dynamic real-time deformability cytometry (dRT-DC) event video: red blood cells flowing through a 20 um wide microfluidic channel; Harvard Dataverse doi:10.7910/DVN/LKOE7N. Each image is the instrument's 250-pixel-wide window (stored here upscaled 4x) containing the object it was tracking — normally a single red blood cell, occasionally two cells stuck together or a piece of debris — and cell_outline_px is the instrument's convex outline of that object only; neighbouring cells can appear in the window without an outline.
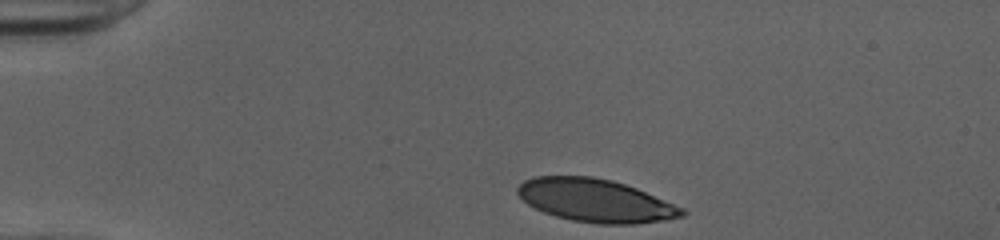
{"species": "human", "species_latin": "Homo sapiens", "temperature_condition": "cold", "stored_images_in_passage": 33, "camera_frame_rate_fps": 3000, "um_per_image_px": 0.085, "donor": {"sex": "female"}, "frame": {"image": 1, "passage_image": 1, "time_ms": 0.0, "image_size_px": [1000, 240], "cell_outline_px": [[688, 212], [684, 216], [664, 220], [636, 224], [600, 224], [572, 220], [556, 216], [544, 212], [528, 204], [516, 192], [516, 188], [524, 180], [536, 176], [592, 176], [612, 180], [636, 188], [684, 208]], "centroid_in_image_um": [50.63, 17.04], "position_along_channel_um": 34.4, "area_um2": 41.1}}
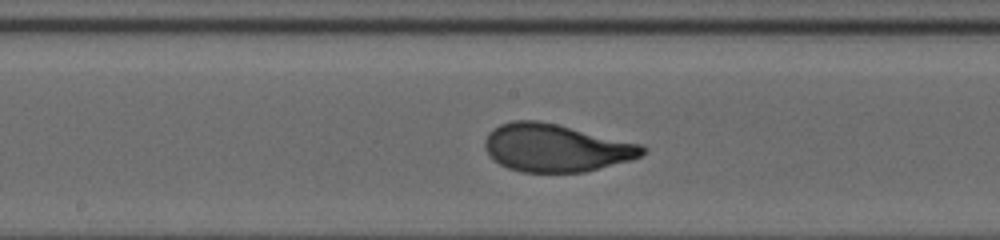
{"frame": {"image": 2, "passage_image": 18, "time_ms": 5.667, "image_size_px": [1000, 240], "cell_outline_px": [[648, 148], [640, 156], [632, 160], [584, 172], [520, 172], [508, 168], [500, 164], [488, 152], [484, 144], [484, 140], [488, 132], [492, 128], [500, 124], [512, 120], [536, 120], [556, 124], [640, 144]], "centroid_in_image_um": [47.23, 12.57], "position_along_channel_um": 201.0, "area_um2": 43.58}}
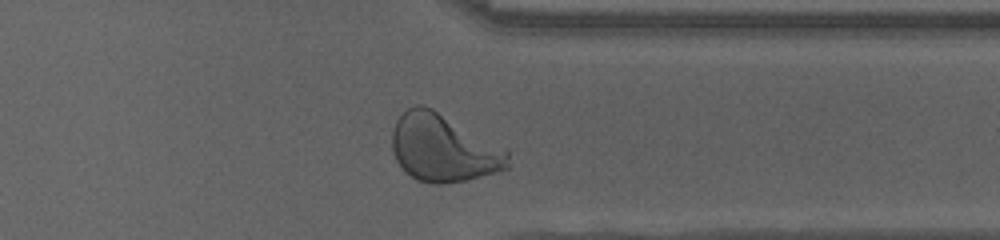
{"frame": {"image": 3, "passage_image": 31, "time_ms": 10.0, "image_size_px": [1000, 240], "cell_outline_px": [[508, 168], [496, 172], [464, 180], [444, 184], [428, 184], [416, 180], [404, 172], [396, 160], [392, 152], [392, 132], [396, 120], [408, 108], [416, 104], [420, 104], [432, 108], [508, 148]], "centroid_in_image_um": [37.68, 12.59], "position_along_channel_um": 373.7, "area_um2": 46.01}, "authors_computed_cell_mechanics": {"area_um2": 43.1766, "velocity_mm_per_s": 4.0068, "shape_relaxation_time_tau1_ms": 3.485, "shape_relaxation_time_tau2_ms": null, "deformation_change_tau1": 0.1966, "deformation_change_tau2": null}}